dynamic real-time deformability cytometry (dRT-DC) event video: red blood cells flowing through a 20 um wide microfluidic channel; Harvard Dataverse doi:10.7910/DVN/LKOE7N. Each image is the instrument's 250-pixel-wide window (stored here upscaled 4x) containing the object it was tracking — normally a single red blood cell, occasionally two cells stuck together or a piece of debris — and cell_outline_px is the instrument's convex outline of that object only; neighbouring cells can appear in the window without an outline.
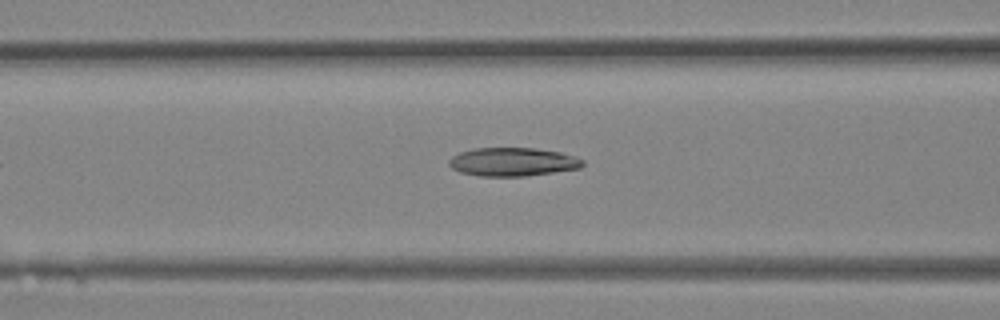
{"species": "Egyptian fruit bat (a non-hibernating species)", "species_latin": "Rousettus aegyptiacus", "temperature_condition": "room temperature", "stored_images_in_passage": 27, "segment_of_instrument_passage": [1, 2], "camera_frame_rate_fps": 3000, "um_per_image_px": 0.085, "animal": {"sex": "female"}, "frame": {"image": 1, "passage_image": 7, "time_ms": 2.0, "image_size_px": [1000, 320], "cell_outline_px": [[584, 164], [580, 168], [524, 176], [480, 176], [460, 172], [452, 168], [448, 164], [448, 160], [452, 156], [460, 152], [476, 148], [536, 148], [560, 152], [584, 160]], "centroid_in_image_um": [43.55, 13.76], "position_along_channel_um": 123.0, "area_um2": 22.08}}
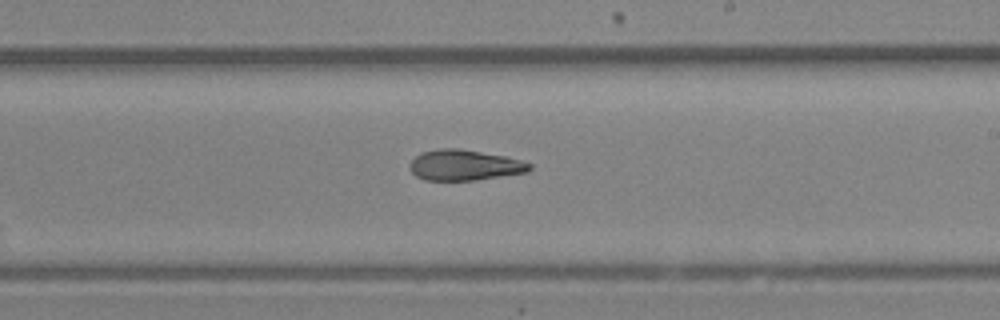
{"frame": {"image": 2, "passage_image": 13, "time_ms": 4.0, "image_size_px": [1000, 320], "cell_outline_px": [[532, 168], [528, 172], [472, 180], [424, 180], [416, 176], [408, 168], [408, 164], [420, 152], [440, 148], [460, 148], [504, 156], [520, 160], [532, 164]], "centroid_in_image_um": [39.44, 14.03], "position_along_channel_um": 249.6, "area_um2": 21.39}}
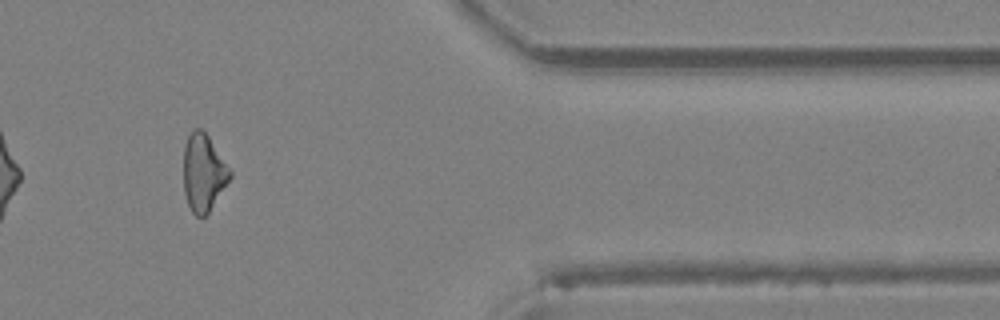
{"frame": {"image": 3, "passage_image": 21, "time_ms": 6.667, "image_size_px": [1000, 320], "cell_outline_px": [[232, 176], [208, 212], [204, 216], [196, 216], [192, 212], [188, 204], [184, 192], [184, 144], [192, 128], [200, 128], [208, 136], [232, 172]], "centroid_in_image_um": [17.28, 14.66], "position_along_channel_um": 394.1, "area_um2": 20.63}}